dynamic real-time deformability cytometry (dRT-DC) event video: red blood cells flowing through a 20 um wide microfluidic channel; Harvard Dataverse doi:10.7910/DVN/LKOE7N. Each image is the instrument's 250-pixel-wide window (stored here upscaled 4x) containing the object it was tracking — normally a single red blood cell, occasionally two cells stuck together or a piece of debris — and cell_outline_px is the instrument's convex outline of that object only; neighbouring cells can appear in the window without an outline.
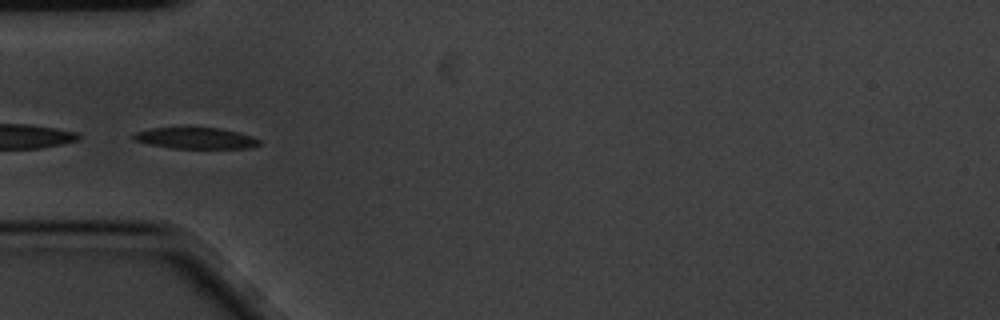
{"species": "common noctule bat (a hibernating species)", "species_latin": "Nyctalus noctula", "temperature_condition": "cold", "stored_images_in_passage": 8, "segment_of_instrument_passage": [2, 2], "camera_frame_rate_fps": 3000, "um_per_image_px": 0.085, "animal": {"sex": "male", "body_mass_g": 20.1, "forearm_length_mm": 53.5}, "frame": {"image": 1, "passage_image": 6, "time_ms": 1.667, "image_size_px": [1000, 320], "cell_outline_px": [[260, 144], [252, 148], [172, 148], [148, 144], [136, 140], [132, 136], [136, 132], [152, 128], [220, 128], [252, 136], [260, 140]], "centroid_in_image_um": [16.66, 11.75], "position_along_channel_um": 68.3, "area_um2": 15.32}}
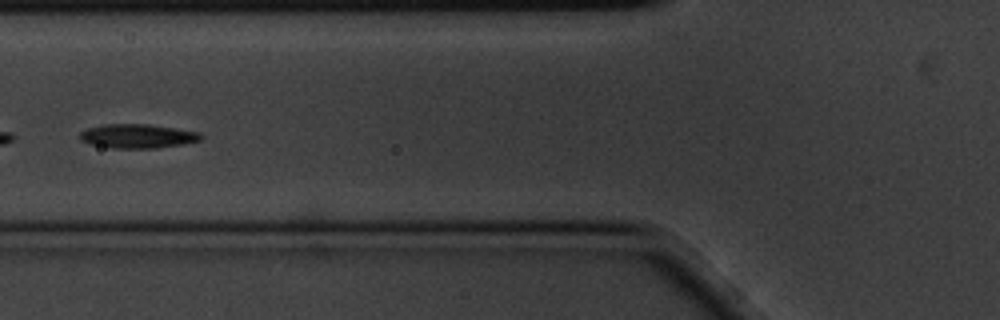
{"frame": {"image": 2, "passage_image": 7, "time_ms": 2.0, "image_size_px": [1000, 320], "cell_outline_px": [[204, 136], [200, 140], [180, 144], [156, 148], [112, 148], [88, 144], [80, 140], [80, 132], [88, 128], [104, 124], [148, 124], [200, 132]], "centroid_in_image_um": [11.66, 11.57], "position_along_channel_um": 114.1, "area_um2": 16.94}}
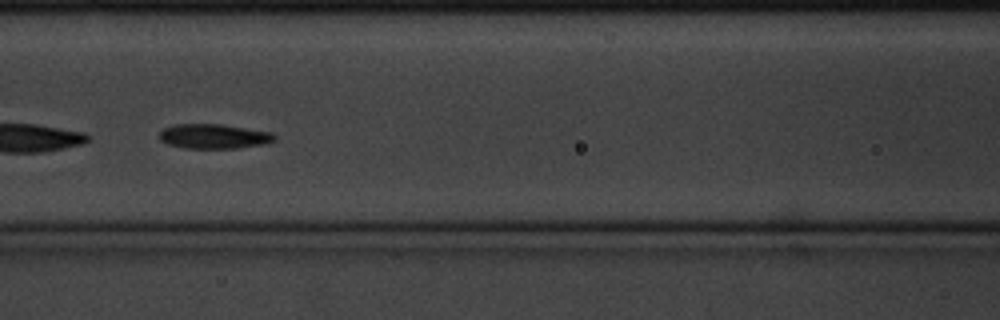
{"frame": {"image": 3, "passage_image": 8, "time_ms": 2.333, "image_size_px": [1000, 320], "cell_outline_px": [[276, 140], [268, 144], [236, 148], [184, 148], [168, 144], [160, 140], [156, 136], [164, 128], [176, 124], [220, 124], [272, 132], [276, 136]], "centroid_in_image_um": [18.19, 11.59], "position_along_channel_um": 148.4, "area_um2": 16.7}}